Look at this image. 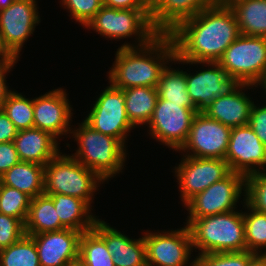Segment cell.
Returning <instances> with one entry per match:
<instances>
[{"label":"cell","mask_w":266,"mask_h":266,"mask_svg":"<svg viewBox=\"0 0 266 266\" xmlns=\"http://www.w3.org/2000/svg\"><path fill=\"white\" fill-rule=\"evenodd\" d=\"M243 211L246 251L265 254L266 253V214L256 211L241 198ZM243 202V203H242Z\"/></svg>","instance_id":"f546056e"},{"label":"cell","mask_w":266,"mask_h":266,"mask_svg":"<svg viewBox=\"0 0 266 266\" xmlns=\"http://www.w3.org/2000/svg\"><path fill=\"white\" fill-rule=\"evenodd\" d=\"M15 65L16 63H0V109L8 95L13 91L7 84L6 75L14 69Z\"/></svg>","instance_id":"b9f144b4"},{"label":"cell","mask_w":266,"mask_h":266,"mask_svg":"<svg viewBox=\"0 0 266 266\" xmlns=\"http://www.w3.org/2000/svg\"><path fill=\"white\" fill-rule=\"evenodd\" d=\"M83 121L95 131L118 139L125 147L135 127L129 121L122 89L109 85L101 90Z\"/></svg>","instance_id":"ba28073f"},{"label":"cell","mask_w":266,"mask_h":266,"mask_svg":"<svg viewBox=\"0 0 266 266\" xmlns=\"http://www.w3.org/2000/svg\"><path fill=\"white\" fill-rule=\"evenodd\" d=\"M264 89V94L266 95V77L264 79V81L262 82V84L260 85V89ZM266 99V97H265Z\"/></svg>","instance_id":"bcb514c9"},{"label":"cell","mask_w":266,"mask_h":266,"mask_svg":"<svg viewBox=\"0 0 266 266\" xmlns=\"http://www.w3.org/2000/svg\"><path fill=\"white\" fill-rule=\"evenodd\" d=\"M48 196L53 200L60 222L66 228L82 233L93 229L99 216L92 213L93 209L84 200L63 194Z\"/></svg>","instance_id":"603a6c76"},{"label":"cell","mask_w":266,"mask_h":266,"mask_svg":"<svg viewBox=\"0 0 266 266\" xmlns=\"http://www.w3.org/2000/svg\"><path fill=\"white\" fill-rule=\"evenodd\" d=\"M31 197L24 192L0 182V213L26 221Z\"/></svg>","instance_id":"d6a6232c"},{"label":"cell","mask_w":266,"mask_h":266,"mask_svg":"<svg viewBox=\"0 0 266 266\" xmlns=\"http://www.w3.org/2000/svg\"><path fill=\"white\" fill-rule=\"evenodd\" d=\"M170 64V62L167 64L160 76L157 85L158 96L170 103L182 104V107L199 113L200 111L195 107L187 92L186 71L172 68Z\"/></svg>","instance_id":"83f0119b"},{"label":"cell","mask_w":266,"mask_h":266,"mask_svg":"<svg viewBox=\"0 0 266 266\" xmlns=\"http://www.w3.org/2000/svg\"><path fill=\"white\" fill-rule=\"evenodd\" d=\"M20 162L15 145L12 142L0 143V177L12 166Z\"/></svg>","instance_id":"f35d334b"},{"label":"cell","mask_w":266,"mask_h":266,"mask_svg":"<svg viewBox=\"0 0 266 266\" xmlns=\"http://www.w3.org/2000/svg\"><path fill=\"white\" fill-rule=\"evenodd\" d=\"M23 235L24 224L18 218L0 213V250L16 243Z\"/></svg>","instance_id":"8d00e7d4"},{"label":"cell","mask_w":266,"mask_h":266,"mask_svg":"<svg viewBox=\"0 0 266 266\" xmlns=\"http://www.w3.org/2000/svg\"><path fill=\"white\" fill-rule=\"evenodd\" d=\"M225 160L231 172L245 177L266 172V146L248 124L234 127L230 133Z\"/></svg>","instance_id":"2e32d148"},{"label":"cell","mask_w":266,"mask_h":266,"mask_svg":"<svg viewBox=\"0 0 266 266\" xmlns=\"http://www.w3.org/2000/svg\"><path fill=\"white\" fill-rule=\"evenodd\" d=\"M125 98L126 114L131 124L137 128L147 126L150 122L157 100L158 92L154 87H130L122 89Z\"/></svg>","instance_id":"4316f807"},{"label":"cell","mask_w":266,"mask_h":266,"mask_svg":"<svg viewBox=\"0 0 266 266\" xmlns=\"http://www.w3.org/2000/svg\"><path fill=\"white\" fill-rule=\"evenodd\" d=\"M18 129L8 118L5 112L0 109V143L12 142L18 134Z\"/></svg>","instance_id":"60d3db41"},{"label":"cell","mask_w":266,"mask_h":266,"mask_svg":"<svg viewBox=\"0 0 266 266\" xmlns=\"http://www.w3.org/2000/svg\"><path fill=\"white\" fill-rule=\"evenodd\" d=\"M245 191L246 177L240 173L231 172L227 177L193 196L182 206L188 211L187 218L227 213L237 209L241 196L245 197Z\"/></svg>","instance_id":"9c48e42d"},{"label":"cell","mask_w":266,"mask_h":266,"mask_svg":"<svg viewBox=\"0 0 266 266\" xmlns=\"http://www.w3.org/2000/svg\"><path fill=\"white\" fill-rule=\"evenodd\" d=\"M241 211V212H239ZM192 247L198 254L246 251L245 227L242 210L187 218Z\"/></svg>","instance_id":"3957f363"},{"label":"cell","mask_w":266,"mask_h":266,"mask_svg":"<svg viewBox=\"0 0 266 266\" xmlns=\"http://www.w3.org/2000/svg\"><path fill=\"white\" fill-rule=\"evenodd\" d=\"M66 90L58 87L33 98L34 128L49 132L59 143L63 135L70 137L73 126V107Z\"/></svg>","instance_id":"e0dca14e"},{"label":"cell","mask_w":266,"mask_h":266,"mask_svg":"<svg viewBox=\"0 0 266 266\" xmlns=\"http://www.w3.org/2000/svg\"><path fill=\"white\" fill-rule=\"evenodd\" d=\"M78 261L85 266H115L104 239L94 229L82 233Z\"/></svg>","instance_id":"f1b7e54d"},{"label":"cell","mask_w":266,"mask_h":266,"mask_svg":"<svg viewBox=\"0 0 266 266\" xmlns=\"http://www.w3.org/2000/svg\"><path fill=\"white\" fill-rule=\"evenodd\" d=\"M245 202L256 211L266 214V172L246 176Z\"/></svg>","instance_id":"e575fe53"},{"label":"cell","mask_w":266,"mask_h":266,"mask_svg":"<svg viewBox=\"0 0 266 266\" xmlns=\"http://www.w3.org/2000/svg\"><path fill=\"white\" fill-rule=\"evenodd\" d=\"M182 157L180 163L172 171L175 174L174 177L177 178L182 204L231 173L228 162L224 159L197 158L186 155Z\"/></svg>","instance_id":"7c38bea8"},{"label":"cell","mask_w":266,"mask_h":266,"mask_svg":"<svg viewBox=\"0 0 266 266\" xmlns=\"http://www.w3.org/2000/svg\"><path fill=\"white\" fill-rule=\"evenodd\" d=\"M104 181L70 154L61 151L44 166V194H63L84 200L91 208Z\"/></svg>","instance_id":"5b68a950"},{"label":"cell","mask_w":266,"mask_h":266,"mask_svg":"<svg viewBox=\"0 0 266 266\" xmlns=\"http://www.w3.org/2000/svg\"><path fill=\"white\" fill-rule=\"evenodd\" d=\"M0 266H40L36 244L30 235L0 250Z\"/></svg>","instance_id":"4dcf8cb0"},{"label":"cell","mask_w":266,"mask_h":266,"mask_svg":"<svg viewBox=\"0 0 266 266\" xmlns=\"http://www.w3.org/2000/svg\"><path fill=\"white\" fill-rule=\"evenodd\" d=\"M72 266H85V265H83L81 262H79V261H76V262H74L73 264H72Z\"/></svg>","instance_id":"7dc6e473"},{"label":"cell","mask_w":266,"mask_h":266,"mask_svg":"<svg viewBox=\"0 0 266 266\" xmlns=\"http://www.w3.org/2000/svg\"><path fill=\"white\" fill-rule=\"evenodd\" d=\"M169 35L179 59L218 62L241 33L232 9L219 0L181 22Z\"/></svg>","instance_id":"6da1fadb"},{"label":"cell","mask_w":266,"mask_h":266,"mask_svg":"<svg viewBox=\"0 0 266 266\" xmlns=\"http://www.w3.org/2000/svg\"><path fill=\"white\" fill-rule=\"evenodd\" d=\"M174 57L175 46L169 34H159L142 47H119L107 72L108 83L119 89L157 88L163 69Z\"/></svg>","instance_id":"7a4b0ae2"},{"label":"cell","mask_w":266,"mask_h":266,"mask_svg":"<svg viewBox=\"0 0 266 266\" xmlns=\"http://www.w3.org/2000/svg\"><path fill=\"white\" fill-rule=\"evenodd\" d=\"M232 9L240 33L266 37V0H220Z\"/></svg>","instance_id":"cb8c5ba5"},{"label":"cell","mask_w":266,"mask_h":266,"mask_svg":"<svg viewBox=\"0 0 266 266\" xmlns=\"http://www.w3.org/2000/svg\"><path fill=\"white\" fill-rule=\"evenodd\" d=\"M49 132L38 128L19 130L13 143L20 161L45 166L60 152V143Z\"/></svg>","instance_id":"7402d4cb"},{"label":"cell","mask_w":266,"mask_h":266,"mask_svg":"<svg viewBox=\"0 0 266 266\" xmlns=\"http://www.w3.org/2000/svg\"><path fill=\"white\" fill-rule=\"evenodd\" d=\"M150 15L151 9H115L103 6L84 28L95 31L103 38H110L109 40L135 37L134 43L125 41L120 47H142L159 35L151 23Z\"/></svg>","instance_id":"8992f818"},{"label":"cell","mask_w":266,"mask_h":266,"mask_svg":"<svg viewBox=\"0 0 266 266\" xmlns=\"http://www.w3.org/2000/svg\"><path fill=\"white\" fill-rule=\"evenodd\" d=\"M103 6L115 9H151V0H103Z\"/></svg>","instance_id":"ab89813d"},{"label":"cell","mask_w":266,"mask_h":266,"mask_svg":"<svg viewBox=\"0 0 266 266\" xmlns=\"http://www.w3.org/2000/svg\"><path fill=\"white\" fill-rule=\"evenodd\" d=\"M65 228L60 222L53 200L48 195L42 194L31 199L24 223L25 234L36 235Z\"/></svg>","instance_id":"484cf974"},{"label":"cell","mask_w":266,"mask_h":266,"mask_svg":"<svg viewBox=\"0 0 266 266\" xmlns=\"http://www.w3.org/2000/svg\"><path fill=\"white\" fill-rule=\"evenodd\" d=\"M247 266H266V254L255 253L249 259Z\"/></svg>","instance_id":"ee69618b"},{"label":"cell","mask_w":266,"mask_h":266,"mask_svg":"<svg viewBox=\"0 0 266 266\" xmlns=\"http://www.w3.org/2000/svg\"><path fill=\"white\" fill-rule=\"evenodd\" d=\"M254 254L249 251L198 254L194 266H247Z\"/></svg>","instance_id":"836d02e7"},{"label":"cell","mask_w":266,"mask_h":266,"mask_svg":"<svg viewBox=\"0 0 266 266\" xmlns=\"http://www.w3.org/2000/svg\"><path fill=\"white\" fill-rule=\"evenodd\" d=\"M0 182L35 198L44 194V166L20 161L0 177Z\"/></svg>","instance_id":"d4e9b609"},{"label":"cell","mask_w":266,"mask_h":266,"mask_svg":"<svg viewBox=\"0 0 266 266\" xmlns=\"http://www.w3.org/2000/svg\"><path fill=\"white\" fill-rule=\"evenodd\" d=\"M142 234L147 266H194L192 238L186 224L176 230L152 232L147 229Z\"/></svg>","instance_id":"30bf717a"},{"label":"cell","mask_w":266,"mask_h":266,"mask_svg":"<svg viewBox=\"0 0 266 266\" xmlns=\"http://www.w3.org/2000/svg\"><path fill=\"white\" fill-rule=\"evenodd\" d=\"M93 229L104 239L115 266H147L143 235L132 238L98 218Z\"/></svg>","instance_id":"ffe728a7"},{"label":"cell","mask_w":266,"mask_h":266,"mask_svg":"<svg viewBox=\"0 0 266 266\" xmlns=\"http://www.w3.org/2000/svg\"><path fill=\"white\" fill-rule=\"evenodd\" d=\"M253 87L258 86L236 83L225 94L214 99L202 112L230 128L247 125L254 101L249 93L247 95L245 92Z\"/></svg>","instance_id":"d6986e66"},{"label":"cell","mask_w":266,"mask_h":266,"mask_svg":"<svg viewBox=\"0 0 266 266\" xmlns=\"http://www.w3.org/2000/svg\"><path fill=\"white\" fill-rule=\"evenodd\" d=\"M219 0H151V23L159 34H169L181 22Z\"/></svg>","instance_id":"44dd1931"},{"label":"cell","mask_w":266,"mask_h":266,"mask_svg":"<svg viewBox=\"0 0 266 266\" xmlns=\"http://www.w3.org/2000/svg\"><path fill=\"white\" fill-rule=\"evenodd\" d=\"M231 130L200 111L194 116L187 141L179 153L190 157L225 160Z\"/></svg>","instance_id":"4fadbf2b"},{"label":"cell","mask_w":266,"mask_h":266,"mask_svg":"<svg viewBox=\"0 0 266 266\" xmlns=\"http://www.w3.org/2000/svg\"><path fill=\"white\" fill-rule=\"evenodd\" d=\"M81 235L82 232L69 228L30 235L36 244L40 266H72L79 258Z\"/></svg>","instance_id":"ac0fdd59"},{"label":"cell","mask_w":266,"mask_h":266,"mask_svg":"<svg viewBox=\"0 0 266 266\" xmlns=\"http://www.w3.org/2000/svg\"><path fill=\"white\" fill-rule=\"evenodd\" d=\"M18 130L34 127L33 99L13 90L1 108Z\"/></svg>","instance_id":"1f68e13d"},{"label":"cell","mask_w":266,"mask_h":266,"mask_svg":"<svg viewBox=\"0 0 266 266\" xmlns=\"http://www.w3.org/2000/svg\"><path fill=\"white\" fill-rule=\"evenodd\" d=\"M171 63L174 65L194 64L197 67L198 64H201L203 66L202 70H197L196 73L186 72L187 92L199 111H202L214 99L225 94L236 84L218 62H191L179 59L175 55Z\"/></svg>","instance_id":"5bb4252c"},{"label":"cell","mask_w":266,"mask_h":266,"mask_svg":"<svg viewBox=\"0 0 266 266\" xmlns=\"http://www.w3.org/2000/svg\"><path fill=\"white\" fill-rule=\"evenodd\" d=\"M59 4L67 9L71 19L84 28L103 7V0H60Z\"/></svg>","instance_id":"d590c367"},{"label":"cell","mask_w":266,"mask_h":266,"mask_svg":"<svg viewBox=\"0 0 266 266\" xmlns=\"http://www.w3.org/2000/svg\"><path fill=\"white\" fill-rule=\"evenodd\" d=\"M77 124L70 134L77 142L76 152L71 156L106 182L122 173L127 161V147L118 139L95 131L84 121Z\"/></svg>","instance_id":"277c9868"},{"label":"cell","mask_w":266,"mask_h":266,"mask_svg":"<svg viewBox=\"0 0 266 266\" xmlns=\"http://www.w3.org/2000/svg\"><path fill=\"white\" fill-rule=\"evenodd\" d=\"M38 9L37 0H15L0 10V35L18 59L25 42L41 22Z\"/></svg>","instance_id":"9a60e30c"},{"label":"cell","mask_w":266,"mask_h":266,"mask_svg":"<svg viewBox=\"0 0 266 266\" xmlns=\"http://www.w3.org/2000/svg\"><path fill=\"white\" fill-rule=\"evenodd\" d=\"M18 58L6 46L2 36L0 35V63H18Z\"/></svg>","instance_id":"7bdbcfd3"},{"label":"cell","mask_w":266,"mask_h":266,"mask_svg":"<svg viewBox=\"0 0 266 266\" xmlns=\"http://www.w3.org/2000/svg\"><path fill=\"white\" fill-rule=\"evenodd\" d=\"M262 106L253 103L248 125L259 140L266 146V100Z\"/></svg>","instance_id":"74e56055"},{"label":"cell","mask_w":266,"mask_h":266,"mask_svg":"<svg viewBox=\"0 0 266 266\" xmlns=\"http://www.w3.org/2000/svg\"><path fill=\"white\" fill-rule=\"evenodd\" d=\"M197 113L182 104L158 97L152 118L147 124L148 134L159 144L178 152L186 143L191 124Z\"/></svg>","instance_id":"8fae6325"},{"label":"cell","mask_w":266,"mask_h":266,"mask_svg":"<svg viewBox=\"0 0 266 266\" xmlns=\"http://www.w3.org/2000/svg\"><path fill=\"white\" fill-rule=\"evenodd\" d=\"M15 0H0V10L9 7Z\"/></svg>","instance_id":"f6af8a7d"},{"label":"cell","mask_w":266,"mask_h":266,"mask_svg":"<svg viewBox=\"0 0 266 266\" xmlns=\"http://www.w3.org/2000/svg\"><path fill=\"white\" fill-rule=\"evenodd\" d=\"M218 63L235 83L260 86L266 77V37L241 34Z\"/></svg>","instance_id":"52a82bcc"}]
</instances>
